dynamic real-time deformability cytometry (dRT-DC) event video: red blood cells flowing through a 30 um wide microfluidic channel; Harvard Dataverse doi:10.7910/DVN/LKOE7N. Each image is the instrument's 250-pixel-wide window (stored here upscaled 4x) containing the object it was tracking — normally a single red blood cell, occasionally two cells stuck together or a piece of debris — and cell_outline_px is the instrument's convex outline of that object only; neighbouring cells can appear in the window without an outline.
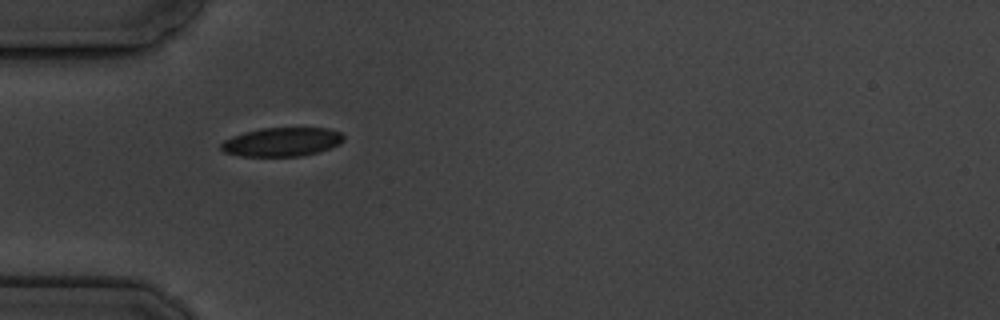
{"species": "common noctule bat (a hibernating species)", "species_latin": "Nyctalus noctula", "temperature_condition": "cold", "stored_images_in_passage": 3, "camera_frame_rate_fps": 3000, "um_per_image_px": 0.085, "animal": {"sex": "male", "body_mass_g": 19.5, "forearm_length_mm": 54.6}, "frame": {"image": 1, "passage_image": 1, "time_ms": 0.0, "image_size_px": [1000, 320], "cell_outline_px": [[344, 140], [340, 144], [320, 152], [304, 156], [240, 156], [224, 152], [220, 148], [220, 144], [224, 140], [232, 136], [244, 132], [260, 128], [328, 128], [340, 132], [344, 136]], "centroid_in_image_um": [23.97, 12.07], "position_along_channel_um": 61.0, "area_um2": 20.81}}
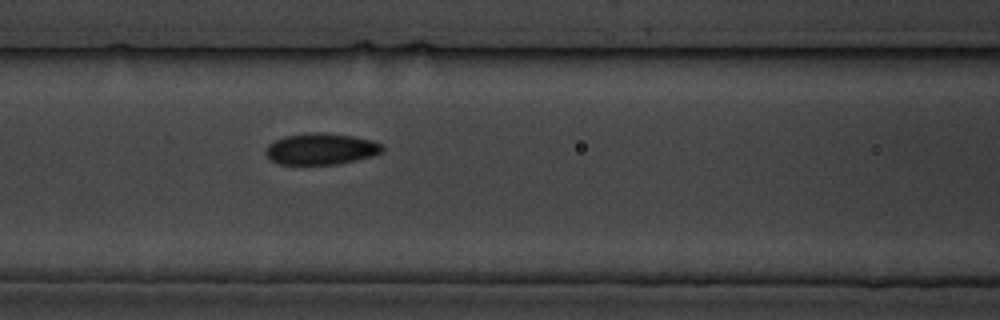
{"frame": {"image": 2, "passage_image": 3, "time_ms": 2.333, "image_size_px": [1000, 320], "cell_outline_px": [[384, 148], [380, 152], [372, 156], [356, 160], [336, 164], [280, 164], [272, 160], [264, 152], [268, 144], [284, 136], [312, 132], [324, 132], [352, 136], [372, 140], [380, 144]], "centroid_in_image_um": [27.27, 12.65], "position_along_channel_um": 139.3, "area_um2": 21.15}}